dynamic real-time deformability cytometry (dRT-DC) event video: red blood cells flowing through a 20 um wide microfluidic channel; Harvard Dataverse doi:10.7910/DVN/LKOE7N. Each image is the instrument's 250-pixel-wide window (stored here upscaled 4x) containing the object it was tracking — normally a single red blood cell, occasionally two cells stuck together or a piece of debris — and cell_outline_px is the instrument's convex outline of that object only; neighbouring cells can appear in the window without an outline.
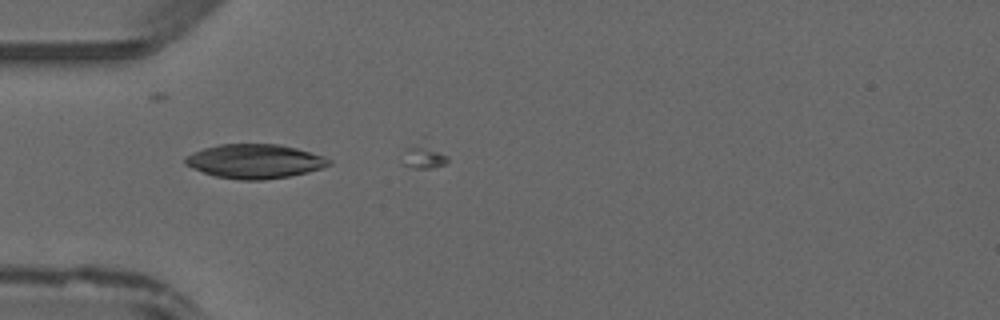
{"species": "common noctule bat (a hibernating species)", "species_latin": "Nyctalus noctula", "temperature_condition": "warm", "stored_images_in_passage": 3, "camera_frame_rate_fps": 3000, "um_per_image_px": 0.085, "animal": {"sex": "male", "forearm_length_mm": 52.5}, "frame": {"image": 1, "passage_image": 2, "time_ms": 0.333, "image_size_px": [1000, 320], "cell_outline_px": [[332, 164], [308, 172], [288, 176], [264, 180], [240, 180], [216, 176], [192, 168], [184, 164], [184, 160], [188, 156], [204, 148], [220, 144], [276, 144], [296, 148], [324, 156], [332, 160]], "centroid_in_image_um": [21.68, 13.71], "position_along_channel_um": 63.3, "area_um2": 28.38}}